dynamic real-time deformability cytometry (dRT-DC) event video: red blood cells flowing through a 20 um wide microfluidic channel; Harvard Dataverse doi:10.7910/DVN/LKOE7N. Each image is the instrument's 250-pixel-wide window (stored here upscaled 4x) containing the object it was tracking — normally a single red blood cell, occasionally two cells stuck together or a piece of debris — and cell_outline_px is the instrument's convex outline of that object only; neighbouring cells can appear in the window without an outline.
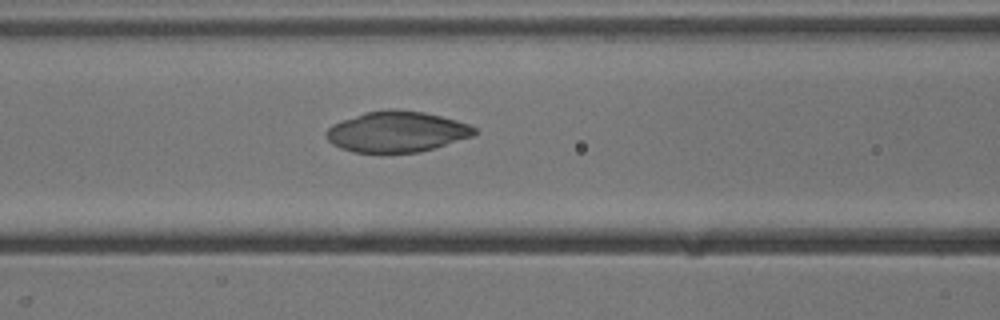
{"species": "common noctule bat (a hibernating species)", "species_latin": "Nyctalus noctula", "temperature_condition": "cold", "stored_images_in_passage": 37, "camera_frame_rate_fps": 3000, "um_per_image_px": 0.085, "animal": {"sex": "male", "body_mass_g": 13.3}, "frame": {"image": 1, "passage_image": 7, "time_ms": 2.0, "image_size_px": [1000, 320], "cell_outline_px": [[480, 132], [476, 136], [420, 152], [352, 152], [340, 148], [332, 144], [324, 136], [324, 132], [332, 124], [364, 112], [388, 108], [396, 108], [424, 112], [456, 120], [468, 124], [476, 128]], "centroid_in_image_um": [33.74, 11.19], "position_along_channel_um": 132.9, "area_um2": 35.66}}
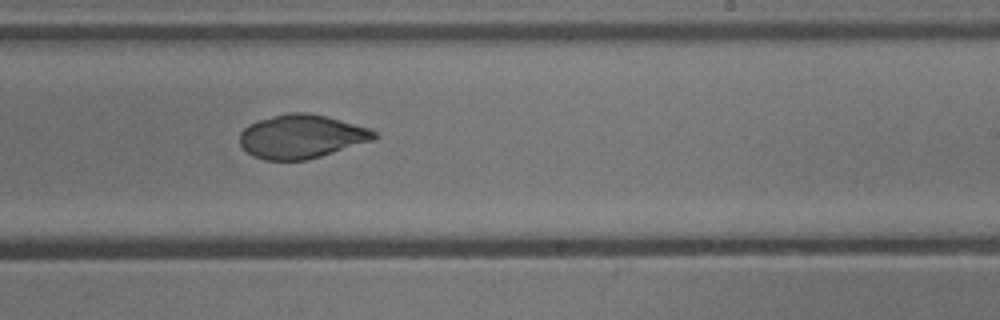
{"frame": {"image": 2, "passage_image": 17, "time_ms": 5.333, "image_size_px": [1000, 320], "cell_outline_px": [[376, 140], [308, 160], [264, 160], [252, 156], [240, 144], [240, 132], [248, 124], [260, 120], [288, 112], [308, 112], [340, 120], [368, 128], [376, 132]], "centroid_in_image_um": [25.63, 11.61], "position_along_channel_um": 263.4, "area_um2": 34.22}}
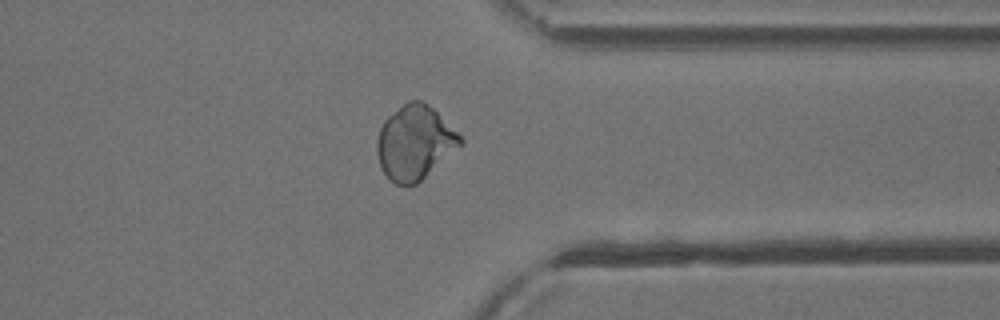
{"frame": {"image": 3, "passage_image": 26, "time_ms": 8.333, "image_size_px": [1000, 320], "cell_outline_px": [[464, 144], [416, 184], [396, 184], [384, 172], [380, 164], [376, 152], [376, 140], [380, 128], [384, 120], [388, 116], [408, 100], [420, 100], [428, 104], [464, 140]], "centroid_in_image_um": [35.24, 12.11], "position_along_channel_um": 376.2, "area_um2": 35.55}}